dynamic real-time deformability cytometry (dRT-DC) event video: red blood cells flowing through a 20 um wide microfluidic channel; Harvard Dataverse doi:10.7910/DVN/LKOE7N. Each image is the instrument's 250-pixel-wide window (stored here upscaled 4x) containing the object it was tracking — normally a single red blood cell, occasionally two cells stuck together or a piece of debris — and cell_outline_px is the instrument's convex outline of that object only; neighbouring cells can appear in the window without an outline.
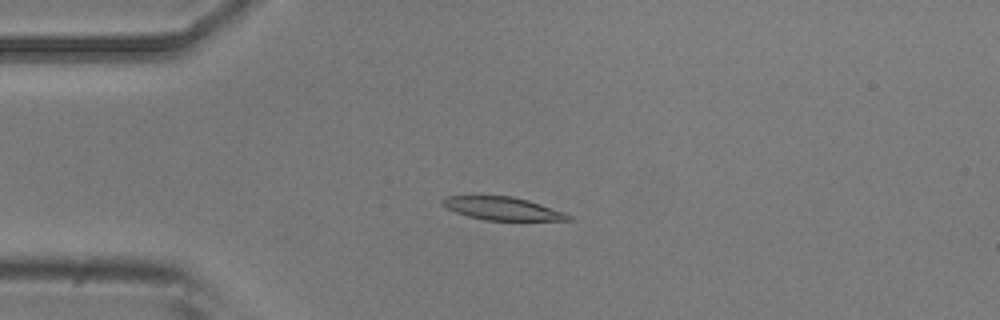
{"species": "common noctule bat (a hibernating species)", "species_latin": "Nyctalus noctula", "temperature_condition": "room temperature", "stored_images_in_passage": 40, "camera_frame_rate_fps": 3000, "um_per_image_px": 0.085, "animal": {"sex": "male", "body_mass_g": 20.5, "forearm_length_mm": 52.5}, "frame": {"image": 1, "passage_image": 1, "time_ms": 0.0, "image_size_px": [1000, 320], "cell_outline_px": [[572, 220], [484, 220], [468, 216], [456, 212], [440, 204], [440, 200], [444, 196], [512, 196], [528, 200], [564, 212], [572, 216]], "centroid_in_image_um": [42.68, 17.72], "position_along_channel_um": 42.3, "area_um2": 16.82}}
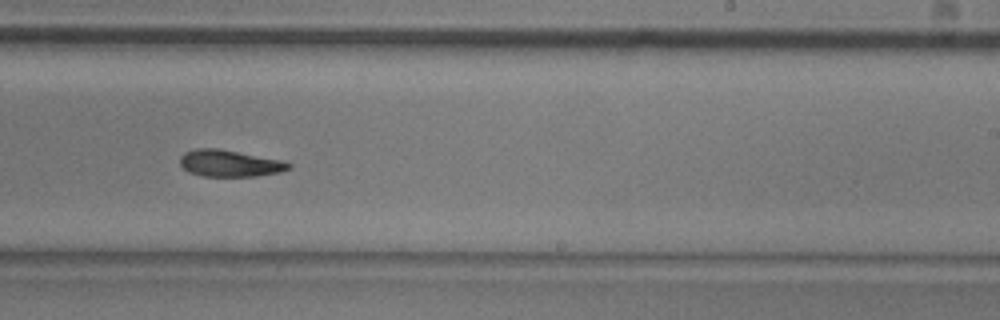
{"frame": {"image": 2, "passage_image": 20, "time_ms": 6.333, "image_size_px": [1000, 320], "cell_outline_px": [[292, 168], [280, 172], [256, 176], [204, 176], [188, 172], [180, 164], [180, 156], [184, 152], [196, 148], [216, 148], [280, 160], [292, 164]], "centroid_in_image_um": [19.5, 13.89], "position_along_channel_um": 269.5, "area_um2": 16.76}}
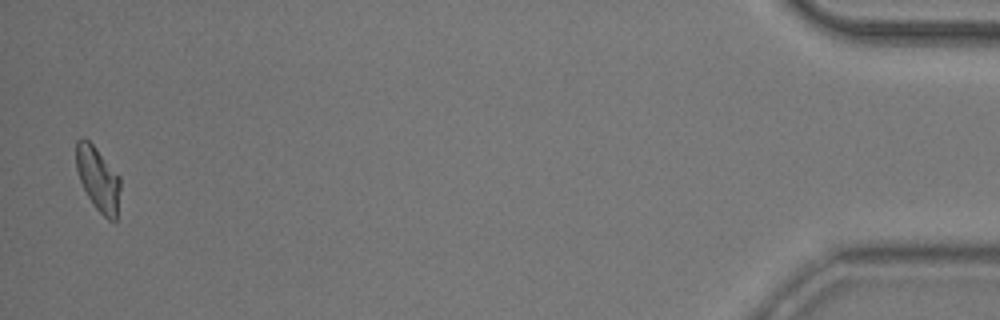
{"frame": {"image": 3, "passage_image": 39, "time_ms": 12.667, "image_size_px": [1000, 320], "cell_outline_px": [[120, 188], [116, 220], [108, 220], [96, 208], [88, 196], [80, 180], [76, 168], [76, 140], [84, 136], [96, 148], [120, 176]], "centroid_in_image_um": [8.33, 15.18], "position_along_channel_um": 426.9, "area_um2": 16.36}, "authors_computed_cell_mechanics": {"area_um2": 16.8776, "velocity_mm_per_s": 3.9185, "shape_relaxation_time_tau1_ms": 5.09, "shape_relaxation_time_tau2_ms": 7.5804, "deformation_change_tau1": 0.1845, "deformation_change_tau2": 0.1614}}